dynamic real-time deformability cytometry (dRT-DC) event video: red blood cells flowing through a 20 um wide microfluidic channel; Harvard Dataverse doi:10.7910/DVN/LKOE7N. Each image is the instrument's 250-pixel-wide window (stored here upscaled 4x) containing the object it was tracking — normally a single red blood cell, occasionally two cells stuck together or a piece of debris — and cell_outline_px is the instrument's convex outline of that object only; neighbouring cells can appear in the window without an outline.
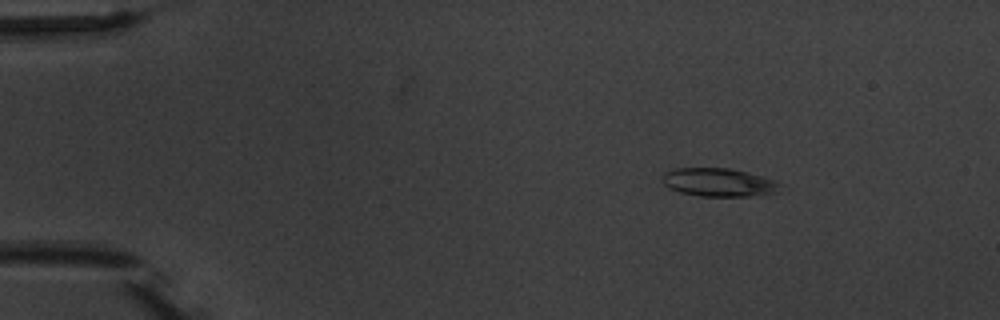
{"species": "common noctule bat (a hibernating species)", "species_latin": "Nyctalus noctula", "temperature_condition": "warm", "stored_images_in_passage": 9, "camera_frame_rate_fps": 3000, "um_per_image_px": 0.085, "animal": {"sex": "male", "body_mass_g": 20.1, "forearm_length_mm": 53.5}, "frame": {"image": 1, "passage_image": 2, "time_ms": 1.0, "image_size_px": [1000, 320], "cell_outline_px": [[788, 188], [780, 192], [748, 196], [700, 196], [680, 192], [668, 188], [664, 184], [664, 172], [676, 168], [728, 168], [748, 172], [776, 180]], "centroid_in_image_um": [61.2, 15.5], "position_along_channel_um": 23.8, "area_um2": 19.71}}
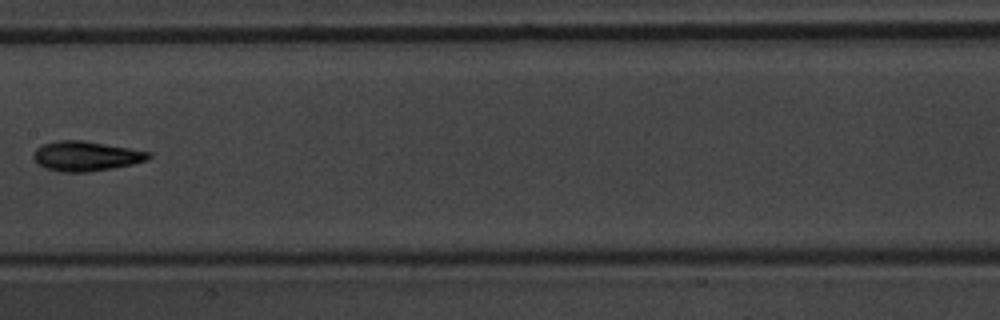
{"frame": {"image": 2, "passage_image": 8, "time_ms": 8.0, "image_size_px": [1000, 320], "cell_outline_px": [[152, 156], [148, 160], [132, 164], [112, 168], [88, 172], [60, 172], [44, 168], [36, 164], [32, 156], [36, 148], [44, 144], [56, 140], [84, 140], [152, 152]], "centroid_in_image_um": [7.29, 13.27], "position_along_channel_um": 200.1, "area_um2": 20.23}}
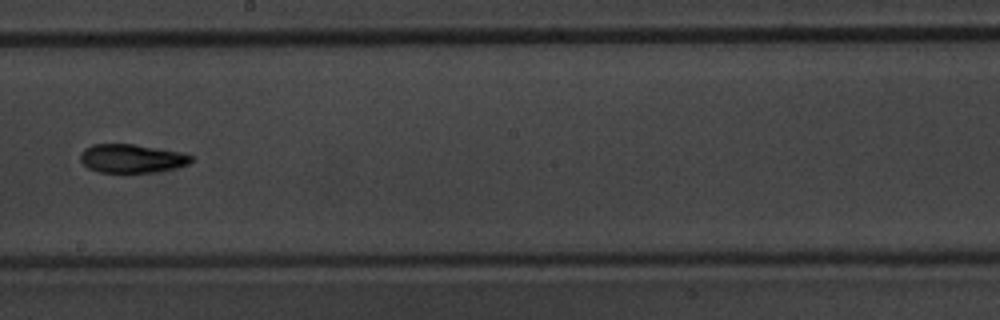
{"frame": {"image": 3, "passage_image": 9, "time_ms": 9.0, "image_size_px": [1000, 320], "cell_outline_px": [[196, 156], [188, 164], [176, 168], [152, 172], [100, 172], [88, 168], [80, 160], [80, 152], [84, 148], [92, 144], [136, 144], [184, 152]], "centroid_in_image_um": [11.23, 13.45], "position_along_channel_um": 237.0, "area_um2": 18.73}}